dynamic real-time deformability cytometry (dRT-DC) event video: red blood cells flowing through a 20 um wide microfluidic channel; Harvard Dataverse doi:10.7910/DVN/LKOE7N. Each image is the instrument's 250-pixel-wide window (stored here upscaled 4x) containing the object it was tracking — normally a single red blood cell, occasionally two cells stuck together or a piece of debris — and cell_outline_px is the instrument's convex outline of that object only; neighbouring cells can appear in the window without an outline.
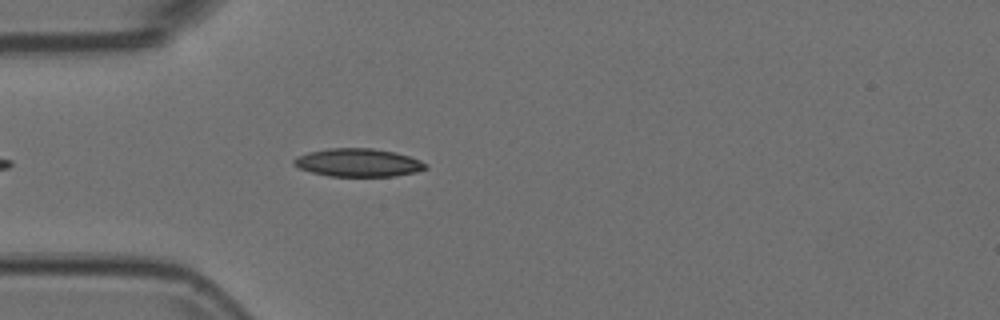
{"species": "Egyptian fruit bat (a non-hibernating species)", "species_latin": "Rousettus aegyptiacus", "temperature_condition": "room temperature", "stored_images_in_passage": 35, "camera_frame_rate_fps": 3000, "um_per_image_px": 0.085, "animal": {"sex": "female"}, "frame": {"image": 1, "passage_image": 6, "time_ms": 1.667, "image_size_px": [1000, 320], "cell_outline_px": [[428, 168], [416, 172], [396, 176], [328, 176], [312, 172], [300, 168], [292, 164], [292, 160], [296, 156], [308, 152], [328, 148], [372, 148], [396, 152], [420, 160], [428, 164]], "centroid_in_image_um": [30.44, 13.82], "position_along_channel_um": 54.6, "area_um2": 21.73}}
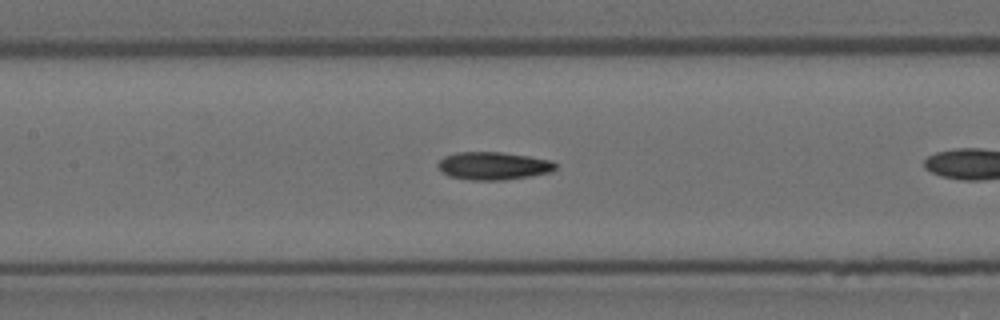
{"frame": {"image": 2, "passage_image": 12, "time_ms": 3.667, "image_size_px": [1000, 320], "cell_outline_px": [[556, 168], [552, 172], [528, 176], [500, 180], [472, 180], [448, 176], [440, 172], [436, 164], [444, 156], [456, 152], [500, 152], [528, 156], [552, 160], [556, 164]], "centroid_in_image_um": [41.9, 14.09], "position_along_channel_um": 165.5, "area_um2": 19.13}}
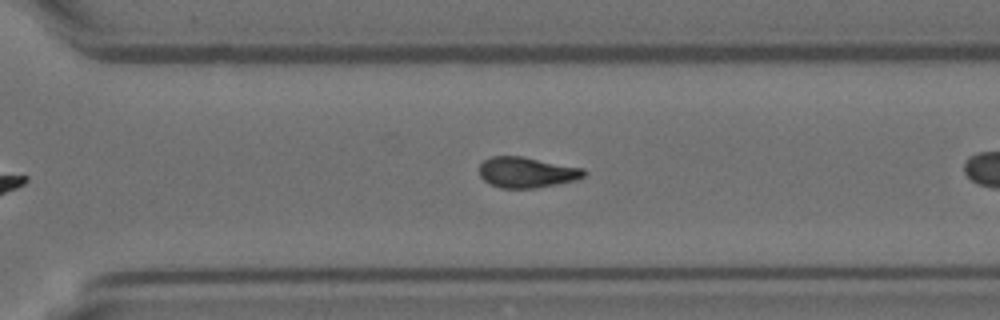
{"frame": {"image": 3, "passage_image": 25, "time_ms": 8.0, "image_size_px": [1000, 320], "cell_outline_px": [[588, 172], [584, 176], [576, 180], [536, 188], [500, 188], [488, 184], [480, 176], [480, 164], [484, 160], [492, 156], [520, 156], [584, 168]], "centroid_in_image_um": [44.77, 14.65], "position_along_channel_um": 325.8, "area_um2": 18.73}}